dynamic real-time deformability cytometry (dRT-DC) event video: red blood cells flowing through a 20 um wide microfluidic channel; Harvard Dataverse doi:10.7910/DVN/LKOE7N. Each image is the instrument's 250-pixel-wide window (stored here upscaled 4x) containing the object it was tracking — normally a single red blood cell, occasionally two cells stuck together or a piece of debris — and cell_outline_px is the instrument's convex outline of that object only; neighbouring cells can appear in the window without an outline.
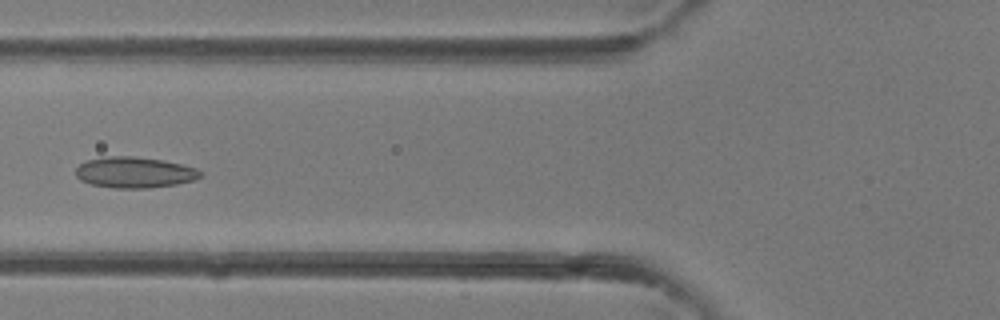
{"species": "common noctule bat (a hibernating species)", "species_latin": "Nyctalus noctula", "temperature_condition": "room temperature", "stored_images_in_passage": 40, "camera_frame_rate_fps": 3000, "um_per_image_px": 0.085, "animal": {"sex": "female"}, "frame": {"image": 1, "passage_image": 16, "time_ms": 5.0, "image_size_px": [1000, 320], "cell_outline_px": [[204, 176], [196, 180], [176, 184], [148, 188], [116, 188], [92, 184], [80, 180], [76, 176], [76, 168], [80, 164], [88, 160], [112, 156], [136, 156], [164, 160], [196, 168]], "centroid_in_image_um": [11.47, 14.65], "position_along_channel_um": 114.3, "area_um2": 22.43}}
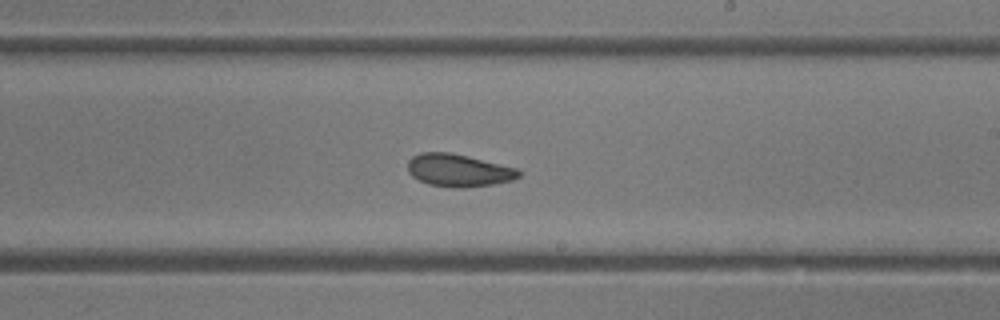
{"frame": {"image": 2, "passage_image": 24, "time_ms": 7.667, "image_size_px": [1000, 320], "cell_outline_px": [[524, 172], [520, 176], [512, 180], [496, 184], [464, 188], [452, 188], [428, 184], [412, 176], [408, 172], [408, 160], [412, 156], [420, 152], [448, 152], [468, 156], [516, 168]], "centroid_in_image_um": [38.98, 14.49], "position_along_channel_um": 250.0, "area_um2": 21.27}}
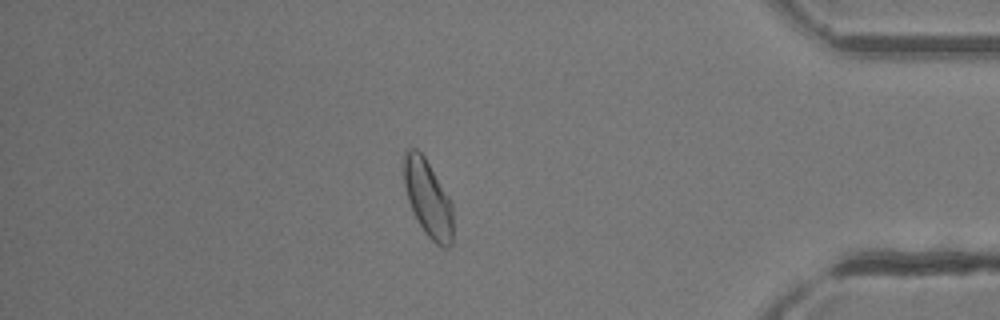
{"frame": {"image": 3, "passage_image": 35, "time_ms": 11.333, "image_size_px": [1000, 320], "cell_outline_px": [[452, 244], [448, 248], [444, 248], [436, 244], [424, 232], [408, 200], [404, 184], [404, 152], [408, 148], [416, 148], [424, 156], [448, 196], [452, 204]], "centroid_in_image_um": [36.38, 16.87], "position_along_channel_um": 398.8, "area_um2": 21.68}}